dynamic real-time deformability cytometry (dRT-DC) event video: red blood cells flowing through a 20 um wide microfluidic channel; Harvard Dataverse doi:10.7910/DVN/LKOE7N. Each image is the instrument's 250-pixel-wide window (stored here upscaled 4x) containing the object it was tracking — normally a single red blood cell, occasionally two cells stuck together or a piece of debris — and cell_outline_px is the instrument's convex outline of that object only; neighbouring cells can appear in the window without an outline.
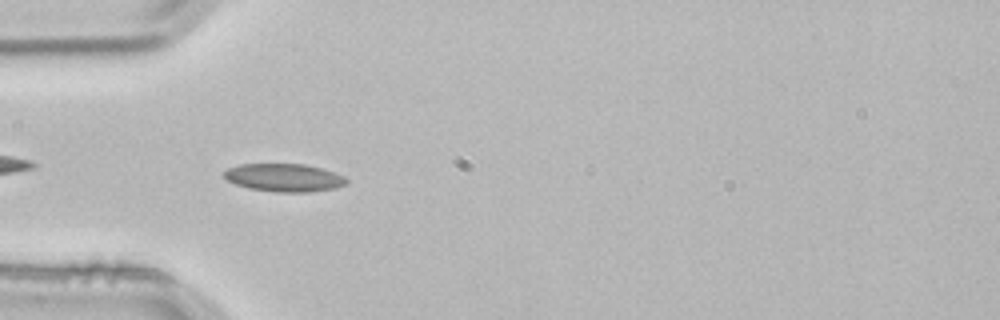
{"species": "common noctule bat (a hibernating species)", "species_latin": "Nyctalus noctula", "temperature_condition": "room temperature", "stored_images_in_passage": 3, "camera_frame_rate_fps": 3000, "um_per_image_px": 0.085, "animal": {"sex": "male", "body_mass_g": 21.5, "forearm_length_mm": 52.0}, "frame": {"image": 1, "passage_image": 3, "time_ms": 0.667, "image_size_px": [1000, 320], "cell_outline_px": [[348, 184], [336, 188], [308, 192], [276, 192], [248, 188], [224, 180], [224, 172], [228, 168], [240, 164], [304, 164], [320, 168], [344, 176], [348, 180]], "centroid_in_image_um": [24.14, 15.1], "position_along_channel_um": 60.9, "area_um2": 20.0}}